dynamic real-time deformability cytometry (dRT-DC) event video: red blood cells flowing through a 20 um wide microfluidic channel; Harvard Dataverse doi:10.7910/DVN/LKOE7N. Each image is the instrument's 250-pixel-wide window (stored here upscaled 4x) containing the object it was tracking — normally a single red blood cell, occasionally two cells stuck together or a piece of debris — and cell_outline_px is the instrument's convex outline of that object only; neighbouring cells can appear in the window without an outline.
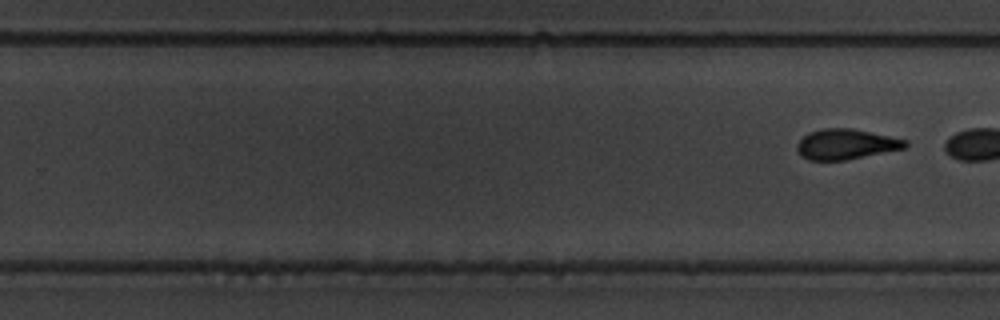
{"species": "common noctule bat (a hibernating species)", "species_latin": "Nyctalus noctula", "temperature_condition": "warm", "stored_images_in_passage": 10, "segment_of_instrument_passage": [2, 2], "camera_frame_rate_fps": 3000, "um_per_image_px": 0.085, "animal": {"sex": "male", "body_mass_g": 19.5, "forearm_length_mm": 54.6}, "frame": {"image": 1, "passage_image": 10, "time_ms": 11.333, "image_size_px": [1000, 320], "cell_outline_px": [[908, 144], [904, 148], [844, 160], [808, 160], [800, 156], [796, 148], [796, 144], [808, 132], [824, 128], [852, 128], [908, 140]], "centroid_in_image_um": [71.87, 12.25], "position_along_channel_um": 257.9, "area_um2": 19.02}}